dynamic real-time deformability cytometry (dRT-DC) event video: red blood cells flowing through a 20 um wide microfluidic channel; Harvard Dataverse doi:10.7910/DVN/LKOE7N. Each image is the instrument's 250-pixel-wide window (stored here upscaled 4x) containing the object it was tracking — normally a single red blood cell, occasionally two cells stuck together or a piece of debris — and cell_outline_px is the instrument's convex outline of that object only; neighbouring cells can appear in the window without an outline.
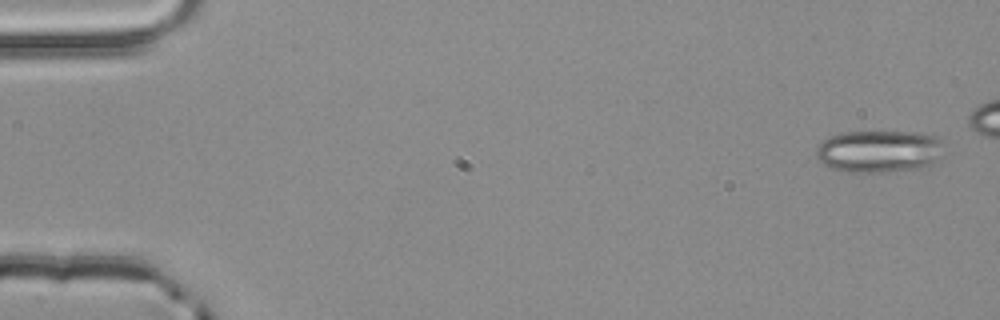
{"species": "common noctule bat (a hibernating species)", "species_latin": "Nyctalus noctula", "temperature_condition": "room temperature", "stored_images_in_passage": 5, "camera_frame_rate_fps": 3000, "um_per_image_px": 0.085, "animal": {"sex": "male", "body_mass_g": 20.4}, "frame": {"image": 1, "passage_image": 1, "time_ms": 0.0, "image_size_px": [1000, 320], "cell_outline_px": [[940, 140], [936, 160], [932, 164], [920, 168], [880, 172], [848, 172], [832, 168], [824, 164], [816, 156], [816, 148], [824, 140], [840, 132], [916, 132], [936, 136]], "centroid_in_image_um": [74.65, 12.86], "position_along_channel_um": 10.3, "area_um2": 30.92}}